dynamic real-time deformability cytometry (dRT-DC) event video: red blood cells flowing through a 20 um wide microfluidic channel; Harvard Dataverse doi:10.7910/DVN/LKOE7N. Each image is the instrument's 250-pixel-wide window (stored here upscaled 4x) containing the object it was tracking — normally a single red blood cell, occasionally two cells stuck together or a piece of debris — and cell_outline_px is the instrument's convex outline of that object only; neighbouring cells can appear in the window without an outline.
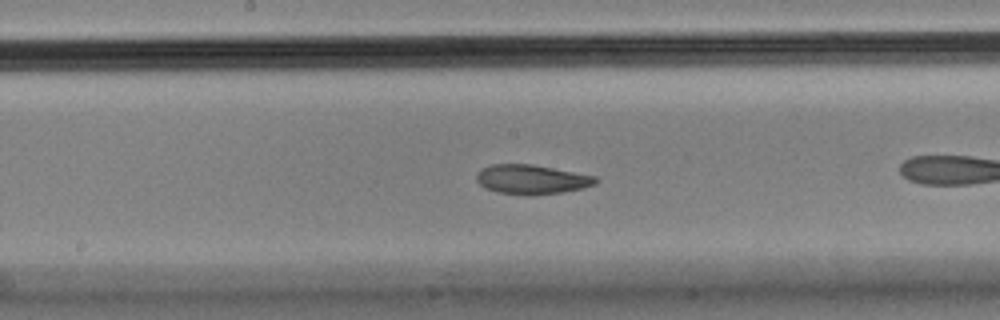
{"species": "Egyptian fruit bat (a non-hibernating species)", "species_latin": "Rousettus aegyptiacus", "temperature_condition": "cold", "stored_images_in_passage": 42, "segment_of_instrument_passage": [1, 2], "camera_frame_rate_fps": 3000, "um_per_image_px": 0.085, "animal": {"sex": "male"}, "frame": {"image": 1, "passage_image": 13, "time_ms": 4.0, "image_size_px": [1000, 320], "cell_outline_px": [[600, 180], [596, 184], [584, 188], [564, 192], [528, 196], [524, 196], [500, 192], [484, 188], [476, 180], [476, 172], [492, 164], [532, 164], [596, 176]], "centroid_in_image_um": [45.21, 15.26], "position_along_channel_um": 203.0, "area_um2": 20.63}}